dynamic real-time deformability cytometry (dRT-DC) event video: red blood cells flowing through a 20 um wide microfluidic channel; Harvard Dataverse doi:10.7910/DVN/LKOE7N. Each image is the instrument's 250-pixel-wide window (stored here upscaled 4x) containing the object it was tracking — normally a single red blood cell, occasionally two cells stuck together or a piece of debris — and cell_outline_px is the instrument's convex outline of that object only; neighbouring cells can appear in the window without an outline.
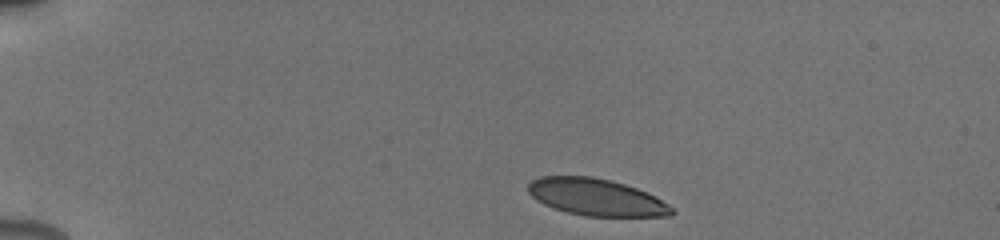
{"species": "human", "species_latin": "Homo sapiens", "temperature_condition": "cold", "stored_images_in_passage": 10, "camera_frame_rate_fps": 3000, "um_per_image_px": 0.085, "donor": {"sex": "male"}, "frame": {"image": 1, "passage_image": 1, "time_ms": 0.0, "image_size_px": [1000, 240], "cell_outline_px": [[676, 212], [672, 216], [584, 216], [568, 212], [544, 204], [536, 200], [528, 192], [528, 184], [532, 180], [540, 176], [592, 176], [624, 184], [636, 188], [668, 204]], "centroid_in_image_um": [50.66, 16.76], "position_along_channel_um": 34.3, "area_um2": 30.58}}
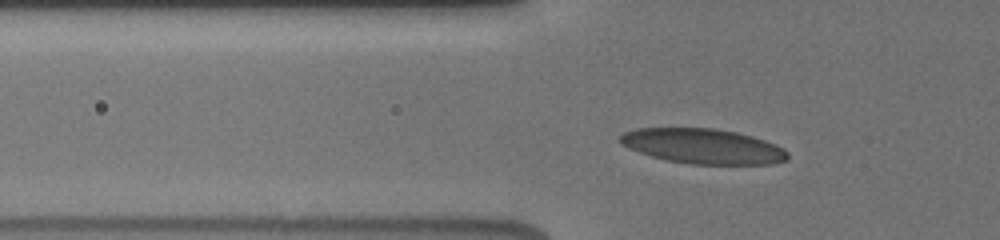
{"frame": {"image": 2, "passage_image": 7, "time_ms": 2.667, "image_size_px": [1000, 240], "cell_outline_px": [[788, 160], [772, 164], [688, 164], [668, 160], [652, 156], [628, 148], [616, 140], [624, 132], [636, 128], [716, 128], [736, 132], [752, 136], [776, 144], [784, 148], [788, 152]], "centroid_in_image_um": [59.76, 12.42], "position_along_channel_um": 66.0, "area_um2": 34.33}}
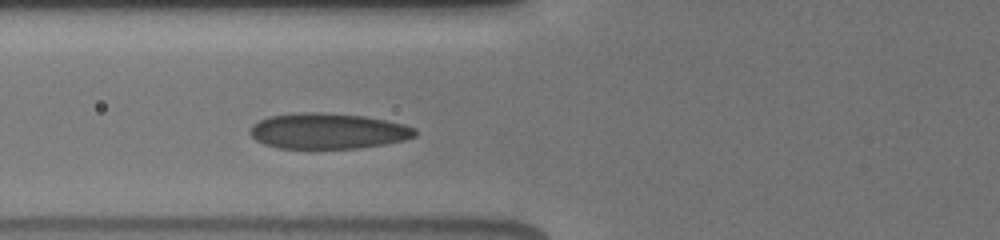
{"frame": {"image": 3, "passage_image": 10, "time_ms": 3.667, "image_size_px": [1000, 240], "cell_outline_px": [[416, 136], [404, 140], [384, 144], [360, 148], [276, 148], [264, 144], [256, 140], [248, 132], [248, 128], [252, 124], [268, 116], [300, 112], [320, 112], [364, 116], [404, 124], [416, 128]], "centroid_in_image_um": [27.84, 11.13], "position_along_channel_um": 98.0, "area_um2": 34.45}}